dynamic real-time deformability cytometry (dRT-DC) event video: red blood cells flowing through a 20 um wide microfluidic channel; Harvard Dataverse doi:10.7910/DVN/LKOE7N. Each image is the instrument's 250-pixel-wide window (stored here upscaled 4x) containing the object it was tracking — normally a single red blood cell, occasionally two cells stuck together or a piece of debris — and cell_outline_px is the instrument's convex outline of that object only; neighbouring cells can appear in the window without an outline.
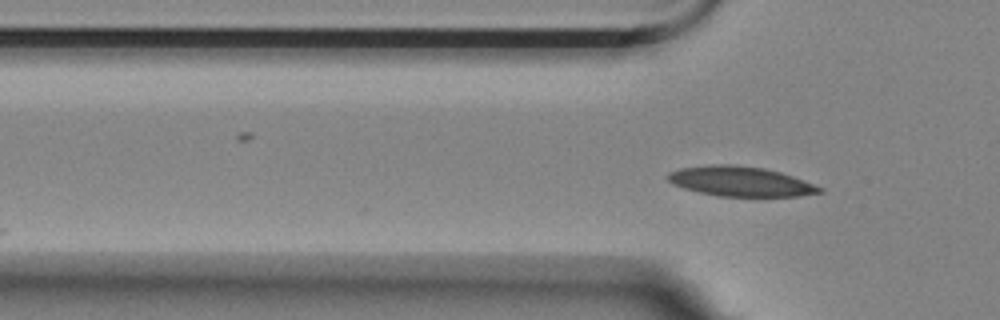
{"species": "Egyptian fruit bat (a non-hibernating species)", "species_latin": "Rousettus aegyptiacus", "temperature_condition": "room temperature", "stored_images_in_passage": 3, "camera_frame_rate_fps": 3000, "um_per_image_px": 0.085, "animal": {"sex": "female"}, "frame": {"image": 1, "passage_image": 3, "time_ms": 2.333, "image_size_px": [1000, 320], "cell_outline_px": [[824, 192], [800, 196], [720, 196], [700, 192], [684, 188], [672, 184], [664, 176], [668, 172], [680, 168], [712, 164], [732, 164], [764, 168], [780, 172], [792, 176], [824, 188]], "centroid_in_image_um": [62.92, 15.41], "position_along_channel_um": 62.9, "area_um2": 26.41}}